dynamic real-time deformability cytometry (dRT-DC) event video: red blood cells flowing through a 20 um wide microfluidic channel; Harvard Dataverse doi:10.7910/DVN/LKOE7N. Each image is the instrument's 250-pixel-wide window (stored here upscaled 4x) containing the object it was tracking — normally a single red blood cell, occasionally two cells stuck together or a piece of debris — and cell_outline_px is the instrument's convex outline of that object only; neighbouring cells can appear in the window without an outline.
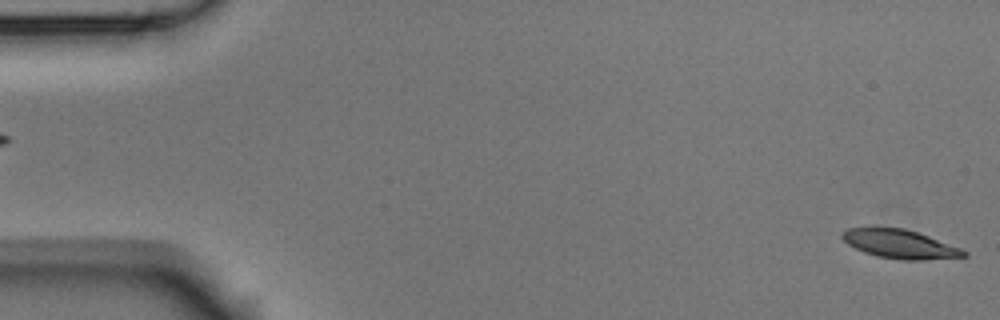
{"species": "Egyptian fruit bat (a non-hibernating species)", "species_latin": "Rousettus aegyptiacus", "temperature_condition": "room temperature", "stored_images_in_passage": 5, "segment_of_instrument_passage": [2, 2], "camera_frame_rate_fps": 3000, "um_per_image_px": 0.085, "animal": {"sex": "male"}, "frame": {"image": 1, "passage_image": 5, "time_ms": 1.333, "image_size_px": [1000, 320], "cell_outline_px": [[968, 256], [924, 260], [900, 260], [876, 256], [864, 252], [848, 244], [840, 236], [840, 232], [848, 228], [904, 228], [928, 236], [960, 248], [968, 252]], "centroid_in_image_um": [76.48, 20.75], "position_along_channel_um": 8.5, "area_um2": 20.23}}